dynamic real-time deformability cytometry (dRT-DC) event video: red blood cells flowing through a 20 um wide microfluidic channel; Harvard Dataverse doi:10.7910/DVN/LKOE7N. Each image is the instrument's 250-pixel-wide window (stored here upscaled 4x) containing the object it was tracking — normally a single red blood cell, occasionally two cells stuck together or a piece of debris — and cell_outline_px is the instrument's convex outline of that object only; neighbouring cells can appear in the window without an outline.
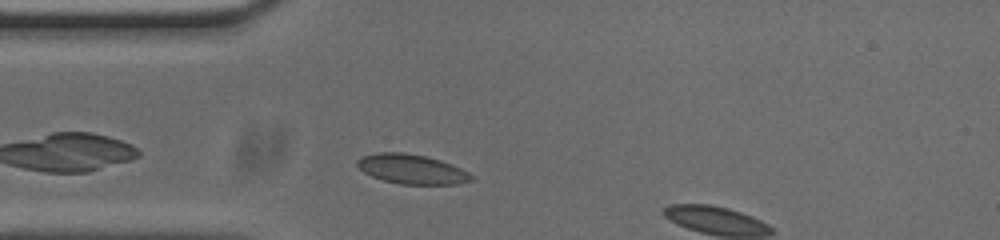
{"species": "common noctule bat (a hibernating species)", "species_latin": "Nyctalus noctula", "temperature_condition": "cold", "stored_images_in_passage": 28, "camera_frame_rate_fps": 3000, "um_per_image_px": 0.085, "animal": {"sex": "male", "body_mass_g": 20.0, "forearm_length_mm": 53.3}, "frame": {"image": 1, "passage_image": 3, "time_ms": 0.667, "image_size_px": [1000, 240], "cell_outline_px": [[476, 180], [456, 184], [400, 184], [384, 180], [372, 176], [364, 172], [356, 164], [356, 160], [364, 156], [380, 152], [404, 152], [428, 156], [452, 164], [468, 172]], "centroid_in_image_um": [35.03, 14.37], "position_along_channel_um": 50.0, "area_um2": 19.65}}
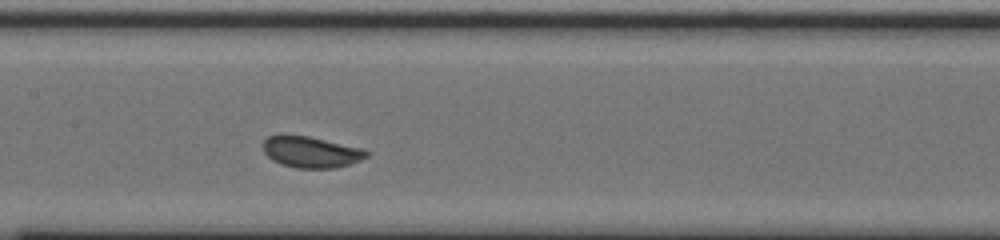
{"frame": {"image": 2, "passage_image": 14, "time_ms": 4.333, "image_size_px": [1000, 240], "cell_outline_px": [[372, 152], [368, 156], [352, 164], [336, 168], [296, 168], [280, 164], [272, 160], [264, 152], [264, 140], [268, 136], [280, 132], [308, 136], [364, 148]], "centroid_in_image_um": [26.45, 12.9], "position_along_channel_um": 181.0, "area_um2": 19.42}}
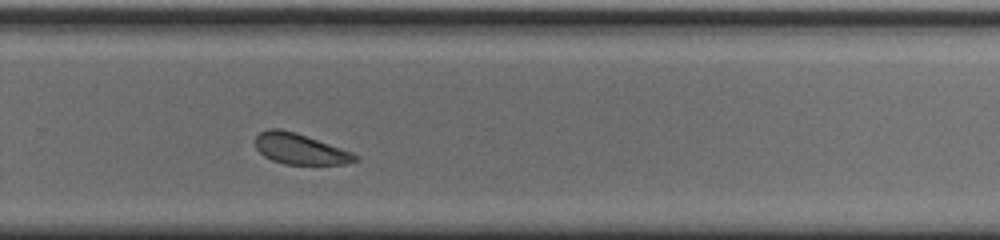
{"frame": {"image": 3, "passage_image": 24, "time_ms": 7.667, "image_size_px": [1000, 240], "cell_outline_px": [[360, 160], [348, 164], [284, 164], [272, 160], [264, 156], [256, 148], [256, 136], [260, 132], [268, 128], [280, 128], [296, 132], [352, 152], [360, 156]], "centroid_in_image_um": [25.53, 12.66], "position_along_channel_um": 304.3, "area_um2": 17.98}, "authors_computed_cell_mechanics": {"area_um2": 18.8717, "velocity_mm_per_s": 3.6991, "shape_relaxation_time_tau1_ms": 3.6229, "shape_relaxation_time_tau2_ms": null, "deformation_change_tau1": 0.0932, "deformation_change_tau2": null}}